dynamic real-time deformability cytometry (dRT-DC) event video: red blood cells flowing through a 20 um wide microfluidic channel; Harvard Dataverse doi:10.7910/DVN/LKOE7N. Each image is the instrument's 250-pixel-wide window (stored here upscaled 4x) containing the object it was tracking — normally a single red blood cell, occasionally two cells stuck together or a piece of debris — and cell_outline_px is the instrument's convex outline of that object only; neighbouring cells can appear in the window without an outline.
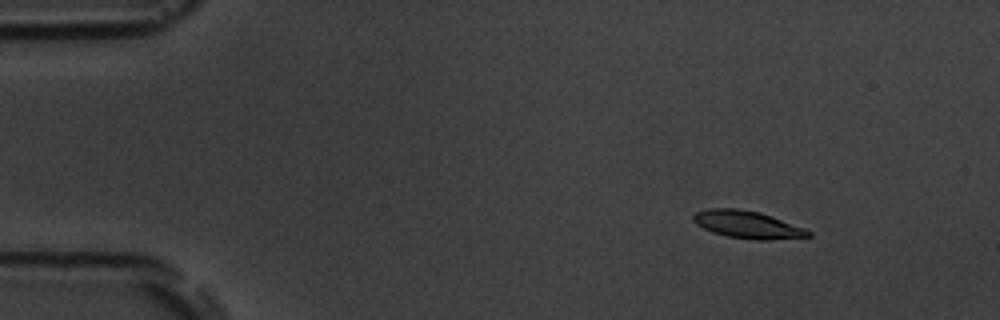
{"species": "common noctule bat (a hibernating species)", "species_latin": "Nyctalus noctula", "temperature_condition": "room temperature", "stored_images_in_passage": 5, "camera_frame_rate_fps": 3000, "um_per_image_px": 0.085, "animal": {"sex": "male", "body_mass_g": 19.5, "forearm_length_mm": 54.6}, "frame": {"image": 1, "passage_image": 2, "time_ms": 1.333, "image_size_px": [1000, 320], "cell_outline_px": [[812, 236], [768, 240], [752, 240], [728, 236], [712, 232], [696, 224], [692, 220], [692, 216], [696, 212], [708, 208], [736, 208], [760, 212], [804, 228], [812, 232]], "centroid_in_image_um": [63.51, 19.09], "position_along_channel_um": 21.5, "area_um2": 18.38}}
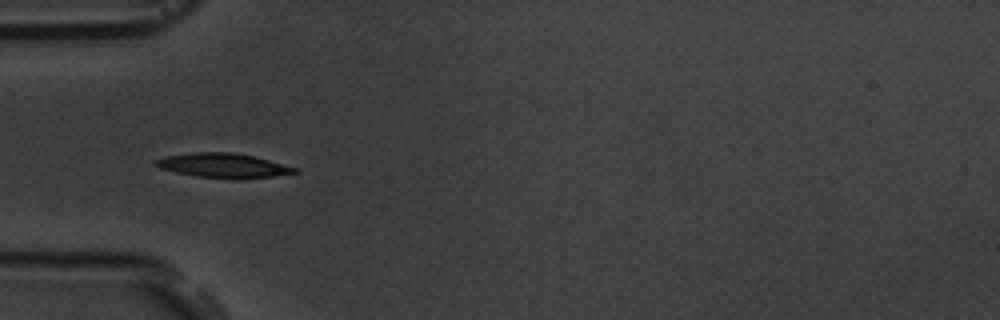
{"frame": {"image": 2, "passage_image": 5, "time_ms": 5.0, "image_size_px": [1000, 320], "cell_outline_px": [[300, 172], [272, 176], [240, 180], [196, 176], [176, 172], [160, 168], [152, 164], [152, 160], [168, 156], [192, 152], [232, 152], [252, 156], [300, 168]], "centroid_in_image_um": [18.98, 14.08], "position_along_channel_um": 66.0, "area_um2": 20.0}}